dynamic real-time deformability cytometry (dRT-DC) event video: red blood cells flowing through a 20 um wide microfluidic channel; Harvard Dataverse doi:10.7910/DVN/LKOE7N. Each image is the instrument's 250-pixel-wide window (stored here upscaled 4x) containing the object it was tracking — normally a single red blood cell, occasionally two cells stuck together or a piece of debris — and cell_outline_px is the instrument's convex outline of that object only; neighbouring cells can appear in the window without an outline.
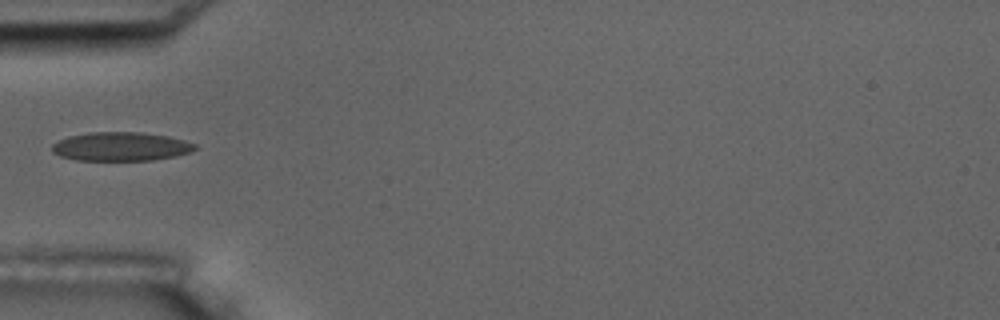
{"species": "common noctule bat (a hibernating species)", "species_latin": "Nyctalus noctula", "temperature_condition": "room temperature", "stored_images_in_passage": 10, "camera_frame_rate_fps": 3000, "um_per_image_px": 0.085, "animal": {"sex": "male", "body_mass_g": 17.5, "forearm_length_mm": 52.3}, "frame": {"image": 1, "passage_image": 5, "time_ms": 5.333, "image_size_px": [1000, 320], "cell_outline_px": [[196, 148], [188, 152], [176, 156], [152, 160], [76, 160], [60, 156], [52, 152], [52, 144], [68, 136], [92, 132], [140, 132], [168, 136], [184, 140], [196, 144]], "centroid_in_image_um": [10.26, 12.45], "position_along_channel_um": 74.7, "area_um2": 23.87}}
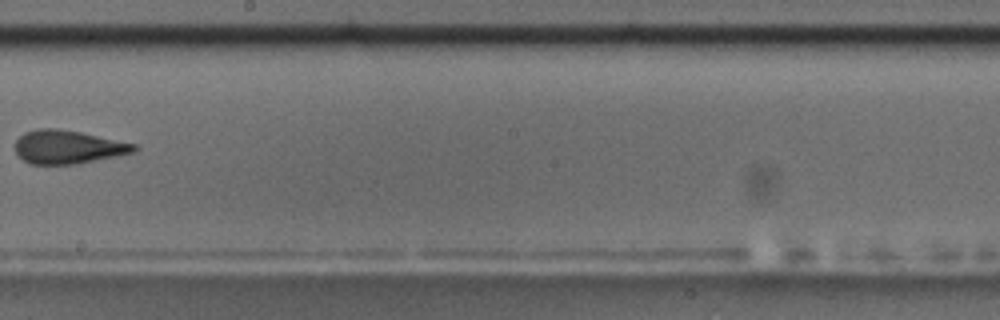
{"frame": {"image": 2, "passage_image": 9, "time_ms": 10.0, "image_size_px": [1000, 320], "cell_outline_px": [[140, 148], [136, 152], [76, 164], [28, 164], [16, 152], [16, 140], [24, 132], [36, 128], [56, 128], [80, 132], [136, 144]], "centroid_in_image_um": [5.79, 12.49], "position_along_channel_um": 242.4, "area_um2": 23.18}}